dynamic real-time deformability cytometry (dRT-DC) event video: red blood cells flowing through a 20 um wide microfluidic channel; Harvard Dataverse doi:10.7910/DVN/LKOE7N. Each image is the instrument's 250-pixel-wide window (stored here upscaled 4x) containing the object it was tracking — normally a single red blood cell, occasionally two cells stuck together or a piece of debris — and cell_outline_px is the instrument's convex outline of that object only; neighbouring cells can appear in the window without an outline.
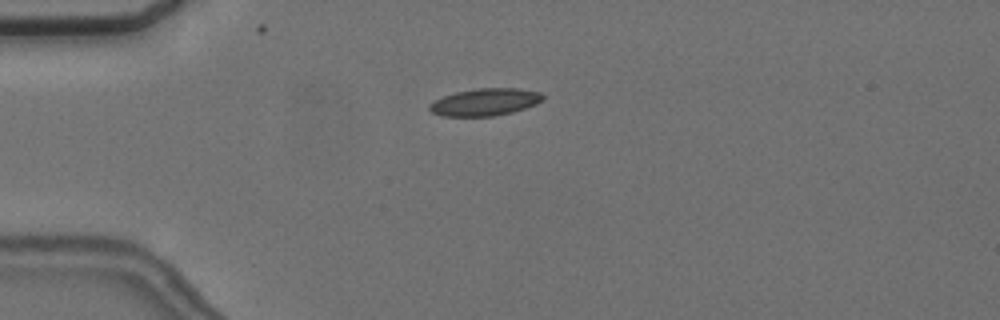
{"species": "common noctule bat (a hibernating species)", "species_latin": "Nyctalus noctula", "temperature_condition": "cold", "stored_images_in_passage": 5, "camera_frame_rate_fps": 3000, "um_per_image_px": 0.085, "animal": {"sex": "female", "body_mass_g": 24.6, "forearm_length_mm": 56.2}, "frame": {"image": 1, "passage_image": 5, "time_ms": 5.667, "image_size_px": [1000, 320], "cell_outline_px": [[544, 100], [536, 104], [512, 112], [492, 116], [440, 116], [432, 112], [428, 108], [428, 104], [444, 96], [456, 92], [480, 88], [520, 88], [540, 92], [544, 96]], "centroid_in_image_um": [41.24, 8.67], "position_along_channel_um": 43.8, "area_um2": 17.98}}